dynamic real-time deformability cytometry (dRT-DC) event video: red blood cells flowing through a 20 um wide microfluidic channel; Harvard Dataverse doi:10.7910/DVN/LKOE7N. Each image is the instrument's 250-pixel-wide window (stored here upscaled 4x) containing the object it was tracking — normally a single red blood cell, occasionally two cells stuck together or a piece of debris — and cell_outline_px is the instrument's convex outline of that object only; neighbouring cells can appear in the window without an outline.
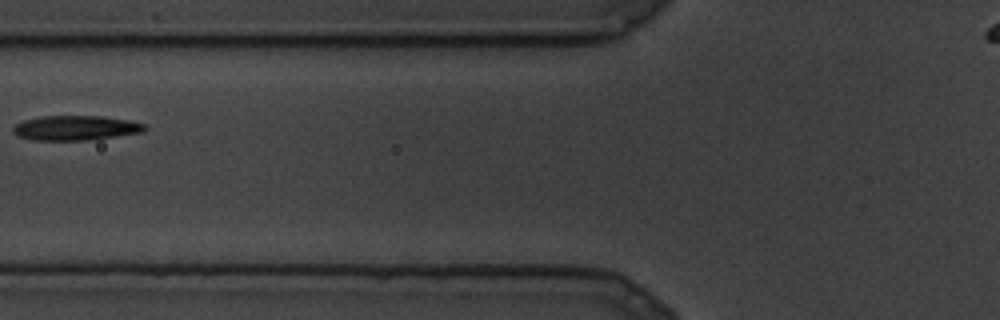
{"species": "common noctule bat (a hibernating species)", "species_latin": "Nyctalus noctula", "temperature_condition": "cold", "stored_images_in_passage": 9, "camera_frame_rate_fps": 3000, "um_per_image_px": 0.085, "animal": {"sex": "male", "body_mass_g": 19.5, "forearm_length_mm": 54.6}, "frame": {"image": 1, "passage_image": 8, "time_ms": 2.333, "image_size_px": [1000, 320], "cell_outline_px": [[148, 128], [144, 132], [88, 140], [32, 140], [16, 136], [12, 132], [12, 128], [16, 124], [24, 120], [44, 116], [100, 116], [128, 120], [144, 124]], "centroid_in_image_um": [6.41, 10.88], "position_along_channel_um": 119.4, "area_um2": 18.96}}